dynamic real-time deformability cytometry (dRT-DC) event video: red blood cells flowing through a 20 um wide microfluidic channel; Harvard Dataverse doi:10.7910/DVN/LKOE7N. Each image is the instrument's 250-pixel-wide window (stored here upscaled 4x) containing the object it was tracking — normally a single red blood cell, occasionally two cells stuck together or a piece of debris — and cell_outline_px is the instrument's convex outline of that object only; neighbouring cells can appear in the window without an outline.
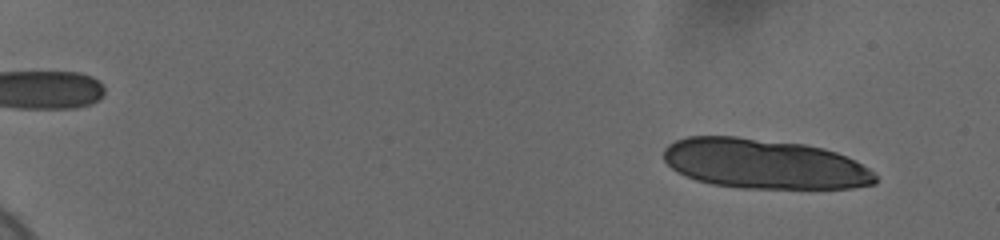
{"species": "human", "species_latin": "Homo sapiens", "temperature_condition": "cold", "stored_images_in_passage": 22, "camera_frame_rate_fps": 3000, "um_per_image_px": 0.085, "donor": {"sex": "female"}, "frame": {"image": 1, "passage_image": 5, "time_ms": 1.333, "image_size_px": [1000, 240], "cell_outline_px": [[876, 184], [852, 188], [740, 188], [712, 184], [696, 180], [672, 168], [664, 160], [664, 148], [668, 144], [676, 140], [688, 136], [736, 136], [804, 144], [824, 148], [836, 152], [856, 160], [868, 168], [876, 176]], "centroid_in_image_um": [64.96, 13.92], "position_along_channel_um": 20.0, "area_um2": 61.56}}